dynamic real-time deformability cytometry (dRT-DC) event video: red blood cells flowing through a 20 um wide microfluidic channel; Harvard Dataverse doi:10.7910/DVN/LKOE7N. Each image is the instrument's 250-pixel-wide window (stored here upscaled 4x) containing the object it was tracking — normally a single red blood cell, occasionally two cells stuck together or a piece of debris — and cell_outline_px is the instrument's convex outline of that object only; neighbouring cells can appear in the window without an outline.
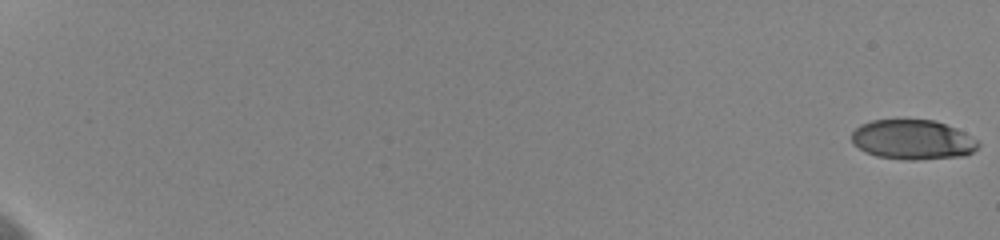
{"species": "human", "species_latin": "Homo sapiens", "temperature_condition": "cold", "stored_images_in_passage": 60, "camera_frame_rate_fps": 3000, "um_per_image_px": 0.085, "donor": {"sex": "female"}, "frame": {"image": 1, "passage_image": 1, "time_ms": 0.0, "image_size_px": [1000, 240], "cell_outline_px": [[980, 144], [972, 152], [964, 156], [916, 160], [908, 160], [876, 156], [852, 144], [852, 132], [860, 124], [872, 120], [932, 120], [956, 128], [964, 132], [976, 140]], "centroid_in_image_um": [77.57, 11.87], "position_along_channel_um": 7.4, "area_um2": 29.13}}
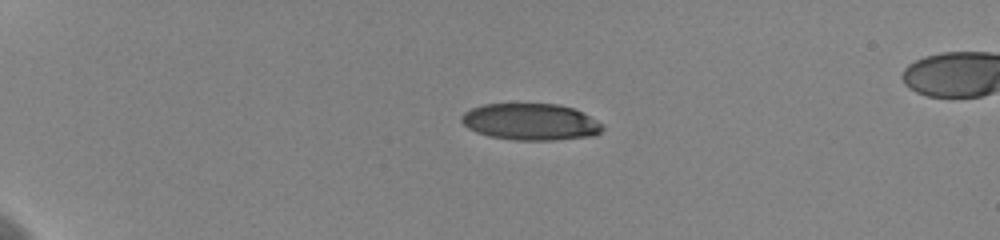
{"frame": {"image": 2, "passage_image": 17, "time_ms": 5.333, "image_size_px": [1000, 240], "cell_outline_px": [[604, 128], [600, 132], [592, 136], [552, 140], [516, 140], [488, 136], [476, 132], [468, 128], [460, 120], [460, 116], [464, 112], [472, 108], [484, 104], [556, 104], [572, 108], [596, 120]], "centroid_in_image_um": [45.05, 10.36], "position_along_channel_um": 40.0, "area_um2": 29.88}}
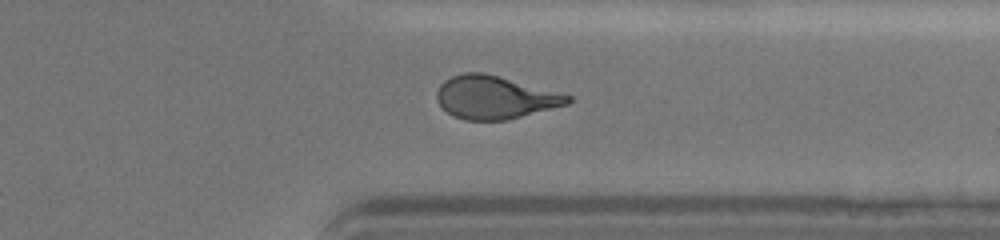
{"frame": {"image": 3, "passage_image": 50, "time_ms": 16.333, "image_size_px": [1000, 240], "cell_outline_px": [[572, 100], [568, 104], [508, 120], [464, 120], [452, 116], [436, 100], [436, 92], [440, 84], [444, 80], [452, 76], [464, 72], [484, 72], [572, 96]], "centroid_in_image_um": [42.03, 8.28], "position_along_channel_um": 369.4, "area_um2": 32.71}, "authors_computed_cell_mechanics": {"area_um2": 32.2524, "velocity_mm_per_s": 3.6175, "shape_relaxation_time_tau1_ms": 6.2055, "shape_relaxation_time_tau2_ms": 1.4894, "deformation_change_tau1": 0.1921, "deformation_change_tau2": 0.0919}}